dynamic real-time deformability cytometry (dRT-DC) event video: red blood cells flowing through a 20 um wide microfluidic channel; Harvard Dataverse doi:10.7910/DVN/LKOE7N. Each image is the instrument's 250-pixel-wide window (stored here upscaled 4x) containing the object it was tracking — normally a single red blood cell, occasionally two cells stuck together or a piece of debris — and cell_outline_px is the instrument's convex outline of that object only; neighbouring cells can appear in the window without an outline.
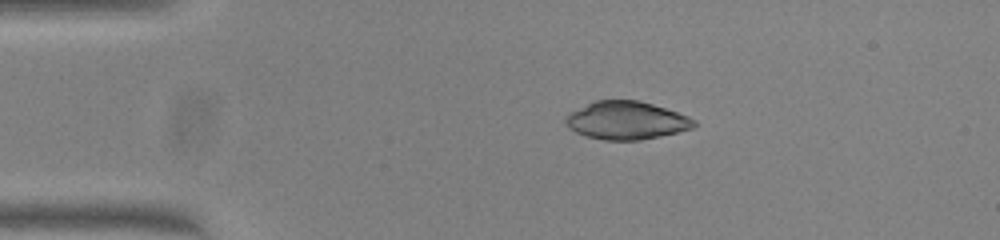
{"species": "common noctule bat (a hibernating species)", "species_latin": "Nyctalus noctula", "temperature_condition": "warm", "stored_images_in_passage": 41, "camera_frame_rate_fps": 3000, "um_per_image_px": 0.085, "animal": {"sex": "female", "body_mass_g": 23.0, "forearm_length_mm": 53.4}, "frame": {"image": 1, "passage_image": 1, "time_ms": 0.0, "image_size_px": [1000, 240], "cell_outline_px": [[696, 124], [692, 128], [660, 136], [640, 140], [604, 140], [588, 136], [576, 132], [568, 128], [564, 120], [572, 112], [596, 100], [636, 100], [652, 104], [688, 116], [696, 120]], "centroid_in_image_um": [53.25, 10.24], "position_along_channel_um": 31.7, "area_um2": 27.98}}
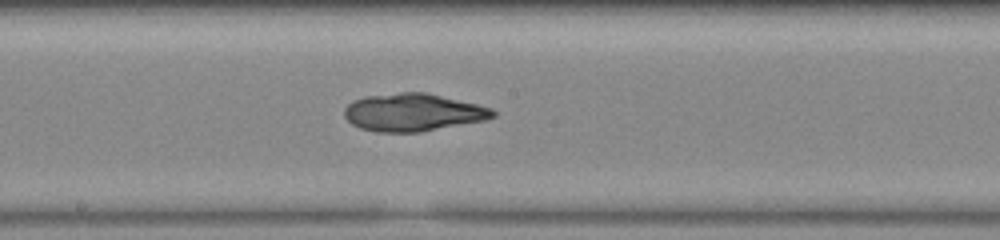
{"frame": {"image": 2, "passage_image": 18, "time_ms": 5.667, "image_size_px": [1000, 240], "cell_outline_px": [[496, 116], [484, 120], [420, 132], [376, 132], [360, 128], [352, 124], [344, 116], [344, 108], [352, 100], [364, 96], [400, 92], [428, 92], [492, 108], [496, 112]], "centroid_in_image_um": [35.08, 9.54], "position_along_channel_um": 213.1, "area_um2": 32.71}}
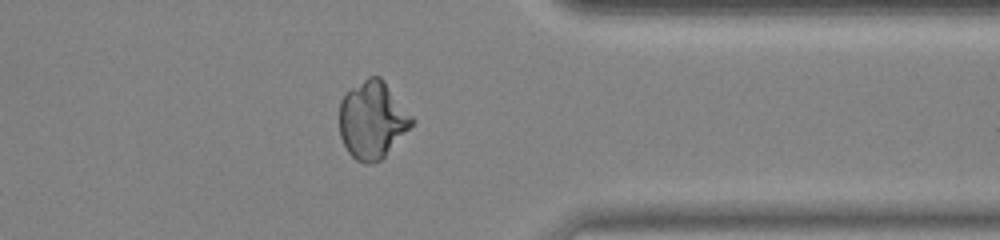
{"frame": {"image": 3, "passage_image": 31, "time_ms": 10.0, "image_size_px": [1000, 240], "cell_outline_px": [[416, 120], [384, 156], [380, 160], [368, 164], [364, 164], [356, 160], [348, 152], [340, 136], [340, 100], [344, 92], [368, 76], [380, 76], [384, 80]], "centroid_in_image_um": [31.63, 10.17], "position_along_channel_um": 379.8, "area_um2": 32.66}}